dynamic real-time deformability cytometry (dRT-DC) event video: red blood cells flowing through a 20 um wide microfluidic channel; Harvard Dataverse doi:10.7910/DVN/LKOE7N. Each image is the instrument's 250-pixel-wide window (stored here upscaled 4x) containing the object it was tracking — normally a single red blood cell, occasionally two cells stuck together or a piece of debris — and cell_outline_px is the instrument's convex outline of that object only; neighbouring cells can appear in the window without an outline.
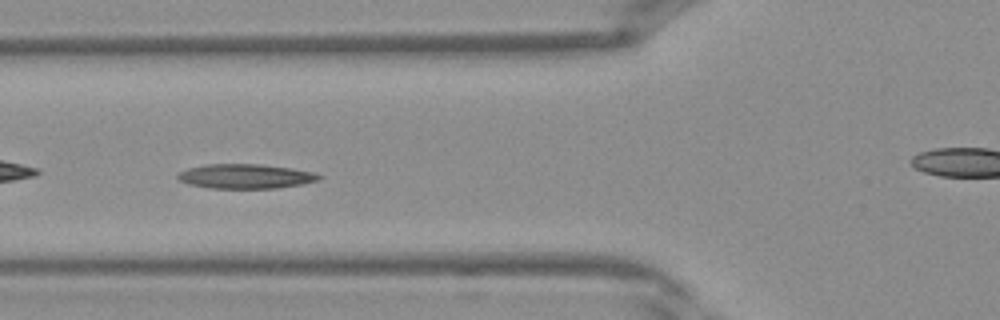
{"species": "Egyptian fruit bat (a non-hibernating species)", "species_latin": "Rousettus aegyptiacus", "temperature_condition": "warm", "stored_images_in_passage": 30, "camera_frame_rate_fps": 3000, "um_per_image_px": 0.085, "frame": {"image": 1, "passage_image": 4, "time_ms": 1.0, "image_size_px": [1000, 320], "cell_outline_px": [[324, 176], [316, 180], [300, 184], [276, 188], [208, 188], [188, 184], [180, 180], [176, 176], [180, 172], [188, 168], [204, 164], [260, 164], [292, 168], [312, 172]], "centroid_in_image_um": [20.83, 14.98], "position_along_channel_um": 105.0, "area_um2": 20.06}}
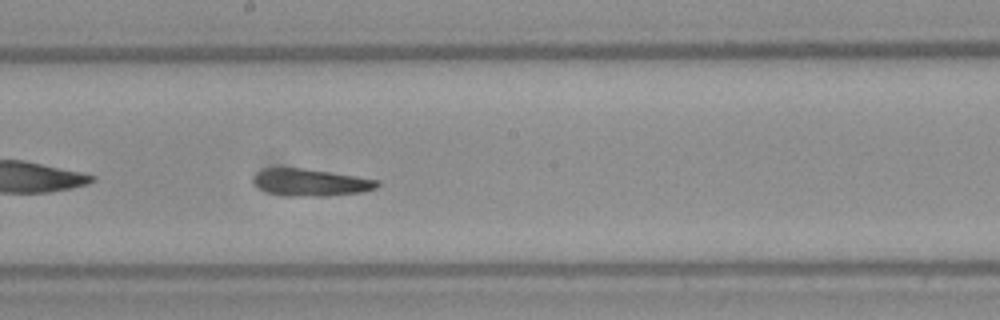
{"frame": {"image": 2, "passage_image": 11, "time_ms": 3.333, "image_size_px": [1000, 320], "cell_outline_px": [[380, 184], [376, 188], [364, 192], [328, 196], [296, 196], [268, 192], [260, 188], [252, 180], [252, 176], [256, 172], [264, 168], [300, 168], [356, 176], [380, 180]], "centroid_in_image_um": [26.43, 15.51], "position_along_channel_um": 221.8, "area_um2": 19.48}}
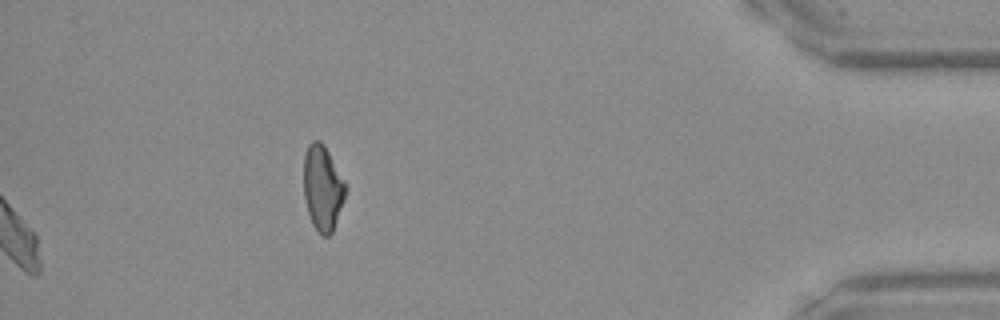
{"frame": {"image": 3, "passage_image": 30, "time_ms": 9.667, "image_size_px": [1000, 320], "cell_outline_px": [[344, 196], [332, 232], [328, 236], [324, 236], [312, 224], [308, 212], [304, 196], [304, 156], [308, 144], [312, 140], [320, 140], [324, 144], [344, 180]], "centroid_in_image_um": [27.39, 15.92], "position_along_channel_um": 407.8, "area_um2": 20.23}}